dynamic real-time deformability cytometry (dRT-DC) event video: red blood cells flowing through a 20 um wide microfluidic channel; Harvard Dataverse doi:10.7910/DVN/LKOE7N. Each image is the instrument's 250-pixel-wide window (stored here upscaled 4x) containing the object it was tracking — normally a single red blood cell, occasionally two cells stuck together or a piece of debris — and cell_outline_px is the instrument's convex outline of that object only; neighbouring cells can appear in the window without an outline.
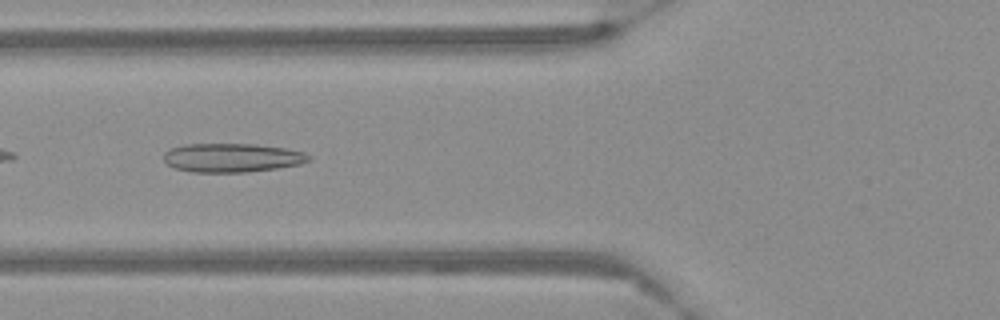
{"species": "Egyptian fruit bat (a non-hibernating species)", "species_latin": "Rousettus aegyptiacus", "temperature_condition": "warm", "stored_images_in_passage": 40, "camera_frame_rate_fps": 3000, "um_per_image_px": 0.085, "frame": {"image": 1, "passage_image": 5, "time_ms": 1.333, "image_size_px": [1000, 320], "cell_outline_px": [[312, 160], [300, 164], [276, 168], [244, 172], [192, 172], [176, 168], [168, 164], [164, 160], [164, 152], [168, 148], [184, 144], [256, 144], [284, 148], [304, 152], [312, 156]], "centroid_in_image_um": [19.72, 13.4], "position_along_channel_um": 106.1, "area_um2": 24.45}}
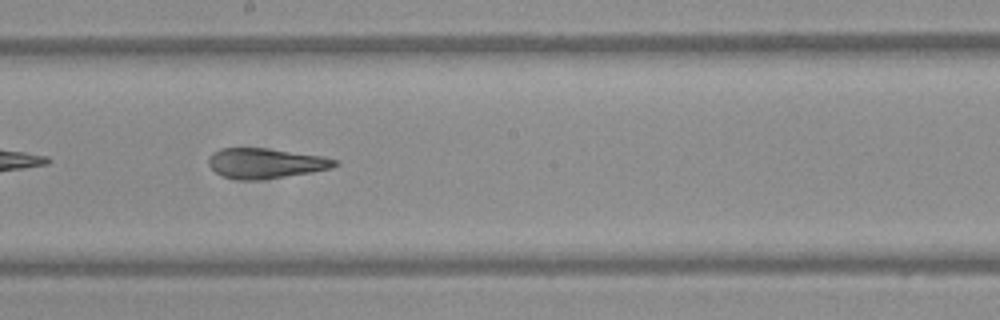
{"frame": {"image": 2, "passage_image": 15, "time_ms": 4.667, "image_size_px": [1000, 320], "cell_outline_px": [[340, 164], [332, 168], [312, 172], [256, 180], [240, 180], [224, 176], [216, 172], [208, 164], [208, 156], [212, 152], [220, 148], [268, 148], [324, 156], [340, 160]], "centroid_in_image_um": [22.61, 13.86], "position_along_channel_um": 225.6, "area_um2": 22.31}}
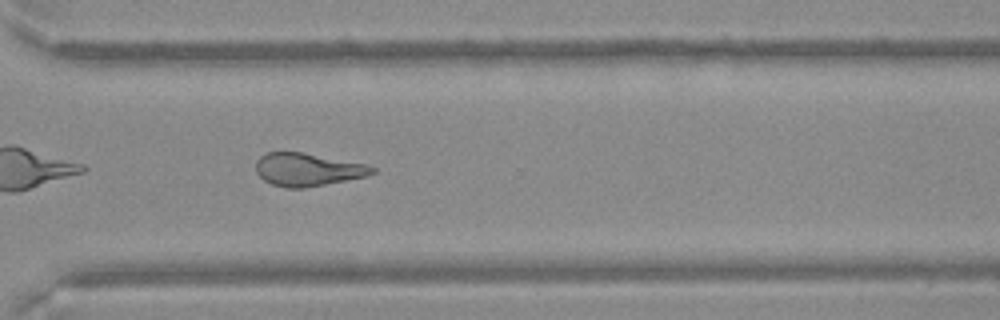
{"frame": {"image": 3, "passage_image": 25, "time_ms": 8.0, "image_size_px": [1000, 320], "cell_outline_px": [[376, 172], [368, 176], [304, 188], [284, 188], [272, 184], [264, 180], [256, 172], [256, 160], [264, 152], [300, 152], [368, 164], [376, 168]], "centroid_in_image_um": [26.15, 14.41], "position_along_channel_um": 344.4, "area_um2": 22.43}}